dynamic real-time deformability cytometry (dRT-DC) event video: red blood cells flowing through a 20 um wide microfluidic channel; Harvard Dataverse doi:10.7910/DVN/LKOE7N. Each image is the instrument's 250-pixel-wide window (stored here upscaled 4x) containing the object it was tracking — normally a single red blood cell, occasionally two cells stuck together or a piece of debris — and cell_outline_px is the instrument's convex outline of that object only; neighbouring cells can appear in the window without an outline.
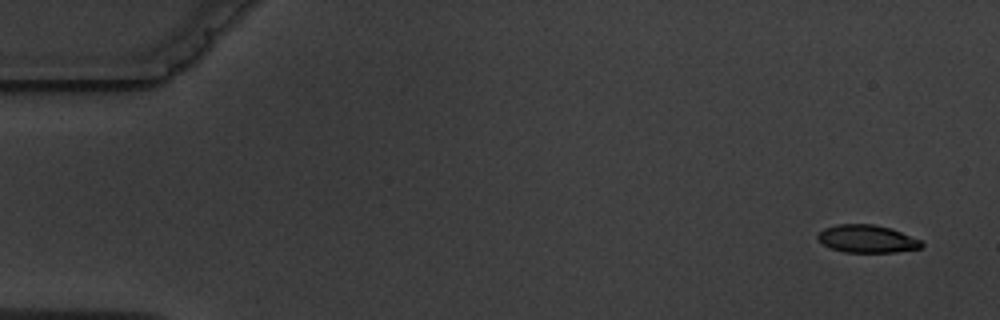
{"species": "common noctule bat (a hibernating species)", "species_latin": "Nyctalus noctula", "temperature_condition": "warm", "stored_images_in_passage": 4, "camera_frame_rate_fps": 3000, "um_per_image_px": 0.085, "animal": {"sex": "male", "body_mass_g": 19.5, "forearm_length_mm": 54.6}, "frame": {"image": 1, "passage_image": 1, "time_ms": 0.0, "image_size_px": [1000, 320], "cell_outline_px": [[924, 244], [920, 248], [896, 252], [844, 252], [832, 248], [824, 244], [816, 236], [824, 228], [836, 224], [872, 224], [892, 228], [920, 240]], "centroid_in_image_um": [73.71, 20.29], "position_along_channel_um": 11.3, "area_um2": 16.65}}
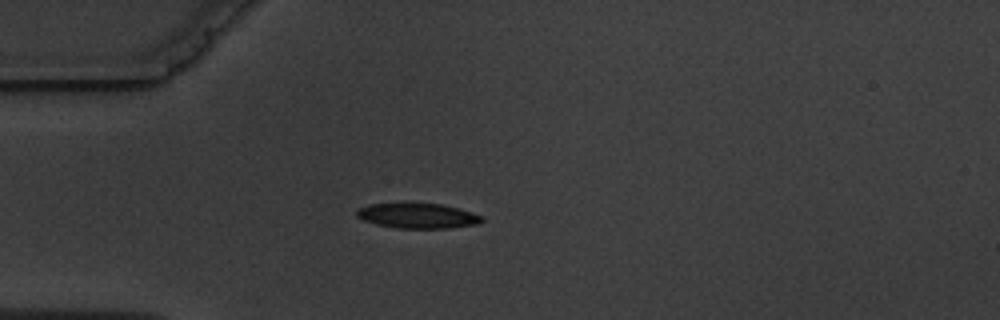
{"frame": {"image": 2, "passage_image": 4, "time_ms": 4.333, "image_size_px": [1000, 320], "cell_outline_px": [[484, 220], [476, 224], [448, 228], [396, 228], [376, 224], [364, 220], [356, 216], [356, 212], [360, 208], [368, 204], [404, 200], [440, 204], [472, 212], [484, 216]], "centroid_in_image_um": [35.45, 18.29], "position_along_channel_um": 49.6, "area_um2": 19.02}}